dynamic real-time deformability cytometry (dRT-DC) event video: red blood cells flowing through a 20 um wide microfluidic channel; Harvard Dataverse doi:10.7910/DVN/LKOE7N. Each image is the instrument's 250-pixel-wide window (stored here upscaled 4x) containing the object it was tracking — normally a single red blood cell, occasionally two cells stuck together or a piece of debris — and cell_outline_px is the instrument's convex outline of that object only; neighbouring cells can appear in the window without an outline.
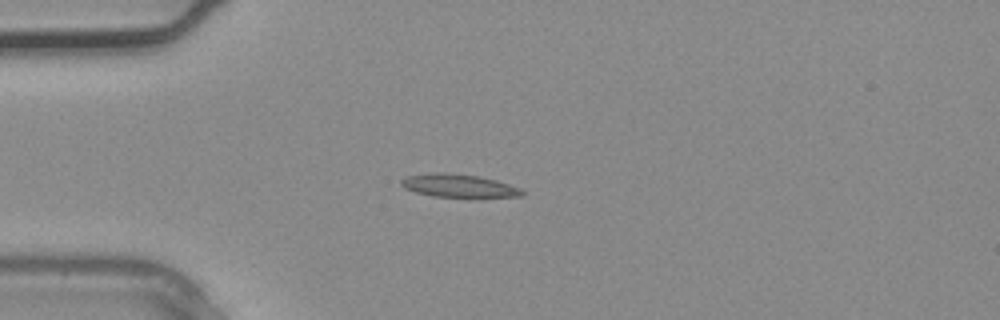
{"species": "common noctule bat (a hibernating species)", "species_latin": "Nyctalus noctula", "temperature_condition": "warm", "stored_images_in_passage": 2, "camera_frame_rate_fps": 3000, "um_per_image_px": 0.085, "animal": {"sex": "male", "body_mass_g": 20.4}, "frame": {"image": 1, "passage_image": 2, "time_ms": 0.333, "image_size_px": [1000, 320], "cell_outline_px": [[524, 196], [432, 196], [416, 192], [404, 188], [400, 184], [400, 180], [404, 176], [440, 172], [448, 172], [476, 176], [496, 180], [520, 188], [524, 192]], "centroid_in_image_um": [38.92, 15.77], "position_along_channel_um": 46.1, "area_um2": 15.9}}